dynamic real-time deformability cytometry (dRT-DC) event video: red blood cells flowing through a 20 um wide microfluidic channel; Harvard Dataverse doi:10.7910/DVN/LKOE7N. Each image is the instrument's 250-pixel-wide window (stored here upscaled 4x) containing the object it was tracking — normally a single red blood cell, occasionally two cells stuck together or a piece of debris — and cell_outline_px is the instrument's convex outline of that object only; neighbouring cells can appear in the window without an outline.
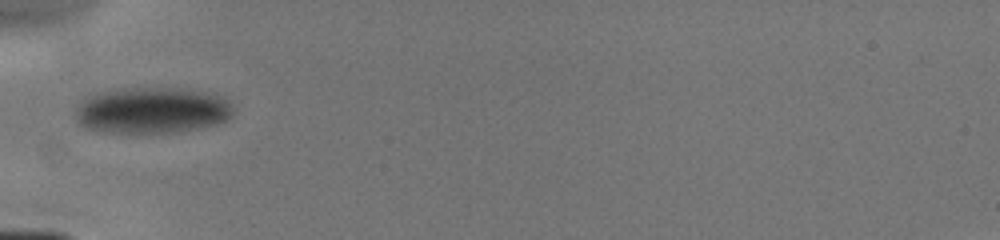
{"species": "human", "species_latin": "Homo sapiens", "temperature_condition": "cold", "stored_images_in_passage": 24, "camera_frame_rate_fps": 3000, "um_per_image_px": 0.085, "donor": {"sex": "male"}, "frame": {"image": 1, "passage_image": 1, "time_ms": 0.0, "image_size_px": [1000, 240], "cell_outline_px": [[232, 112], [228, 120], [216, 124], [200, 128], [180, 132], [104, 132], [84, 128], [76, 124], [76, 108], [92, 92], [112, 88], [184, 88], [208, 92], [220, 96], [228, 100], [232, 108]], "centroid_in_image_um": [12.88, 9.36], "position_along_channel_um": 72.1, "area_um2": 43.06}}
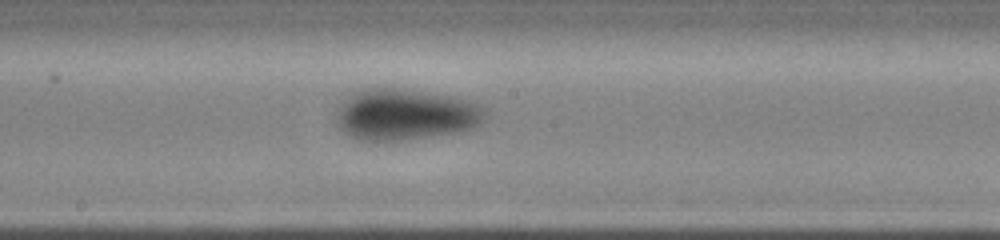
{"frame": {"image": 2, "passage_image": 13, "time_ms": 3.333, "image_size_px": [1000, 240], "cell_outline_px": [[488, 112], [484, 120], [480, 124], [472, 128], [460, 132], [404, 140], [360, 140], [352, 136], [340, 128], [336, 124], [336, 112], [340, 104], [348, 96], [364, 88], [400, 88], [452, 96], [480, 104]], "centroid_in_image_um": [34.47, 9.73], "position_along_channel_um": 213.7, "area_um2": 44.56}}
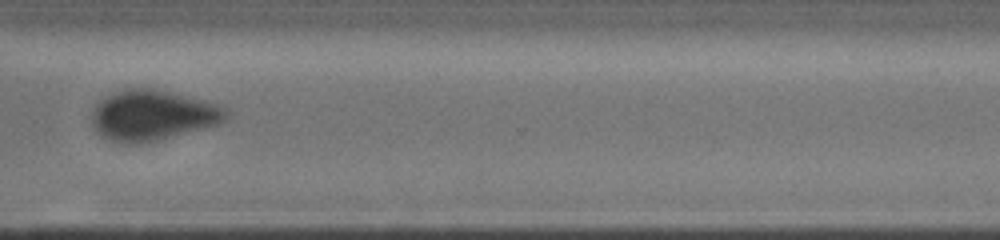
{"frame": {"image": 3, "passage_image": 23, "time_ms": 6.667, "image_size_px": [1000, 240], "cell_outline_px": [[228, 116], [220, 124], [160, 140], [140, 144], [124, 144], [112, 140], [96, 132], [92, 128], [92, 104], [104, 96], [112, 92], [124, 88], [152, 88], [204, 100], [220, 104], [228, 108]], "centroid_in_image_um": [12.94, 9.79], "position_along_channel_um": 357.7, "area_um2": 40.17}}